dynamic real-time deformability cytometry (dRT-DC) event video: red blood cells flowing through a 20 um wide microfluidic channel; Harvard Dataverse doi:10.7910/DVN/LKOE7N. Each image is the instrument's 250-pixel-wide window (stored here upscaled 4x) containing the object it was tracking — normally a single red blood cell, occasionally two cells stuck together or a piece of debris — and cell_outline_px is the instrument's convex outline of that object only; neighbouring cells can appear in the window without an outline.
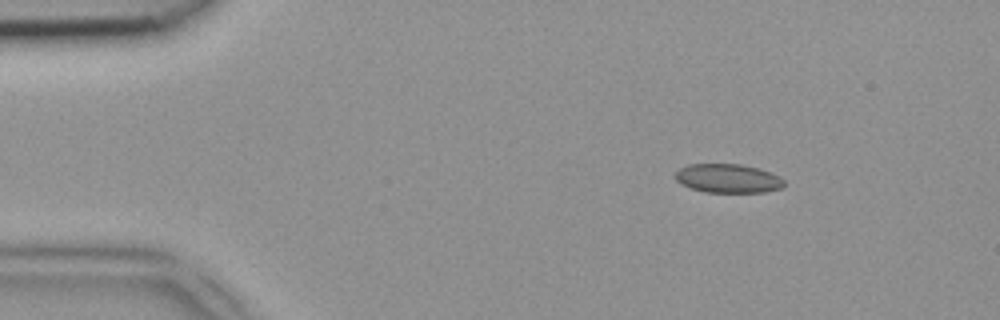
{"species": "common noctule bat (a hibernating species)", "species_latin": "Nyctalus noctula", "temperature_condition": "room temperature", "stored_images_in_passage": 48, "camera_frame_rate_fps": 3000, "um_per_image_px": 0.085, "animal": {"sex": "female", "body_mass_g": 18.4}, "frame": {"image": 1, "passage_image": 7, "time_ms": 2.0, "image_size_px": [1000, 320], "cell_outline_px": [[784, 184], [780, 188], [764, 192], [704, 192], [692, 188], [676, 180], [676, 172], [680, 168], [688, 164], [740, 164], [760, 168], [780, 176], [784, 180]], "centroid_in_image_um": [61.9, 15.15], "position_along_channel_um": 23.1, "area_um2": 18.21}}
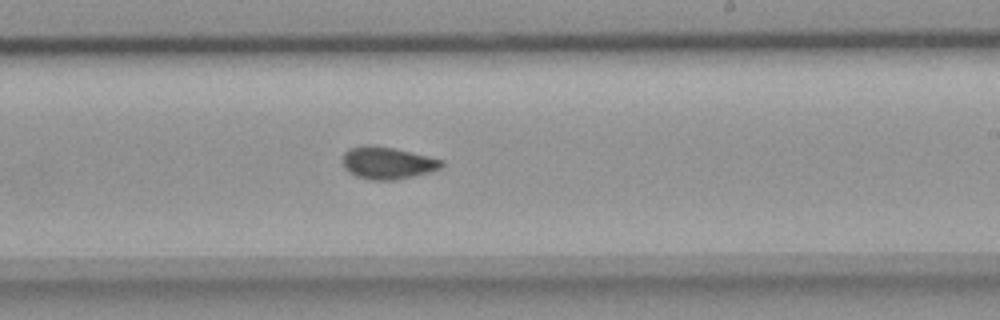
{"frame": {"image": 2, "passage_image": 29, "time_ms": 9.333, "image_size_px": [1000, 320], "cell_outline_px": [[444, 164], [440, 168], [428, 172], [396, 180], [372, 180], [356, 176], [348, 172], [344, 168], [344, 152], [348, 148], [364, 144], [368, 144], [392, 148], [428, 156], [444, 160]], "centroid_in_image_um": [32.91, 13.84], "position_along_channel_um": 256.1, "area_um2": 18.5}}
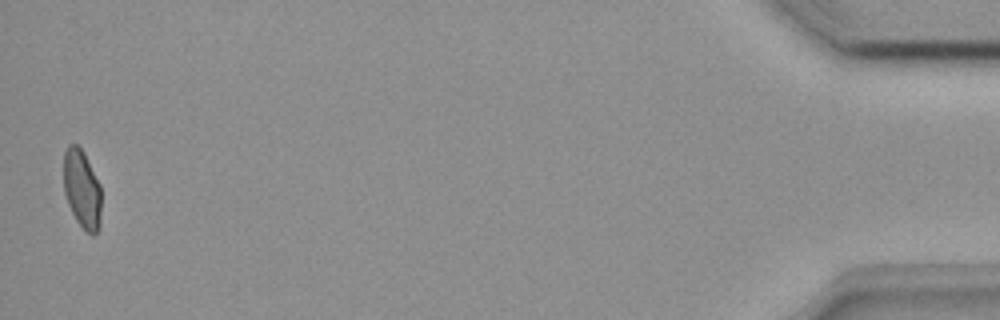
{"frame": {"image": 3, "passage_image": 48, "time_ms": 15.667, "image_size_px": [1000, 320], "cell_outline_px": [[100, 228], [92, 236], [76, 220], [68, 204], [64, 192], [64, 152], [68, 144], [76, 144], [84, 152], [100, 184]], "centroid_in_image_um": [6.96, 16.05], "position_along_channel_um": 428.2, "area_um2": 17.17}}